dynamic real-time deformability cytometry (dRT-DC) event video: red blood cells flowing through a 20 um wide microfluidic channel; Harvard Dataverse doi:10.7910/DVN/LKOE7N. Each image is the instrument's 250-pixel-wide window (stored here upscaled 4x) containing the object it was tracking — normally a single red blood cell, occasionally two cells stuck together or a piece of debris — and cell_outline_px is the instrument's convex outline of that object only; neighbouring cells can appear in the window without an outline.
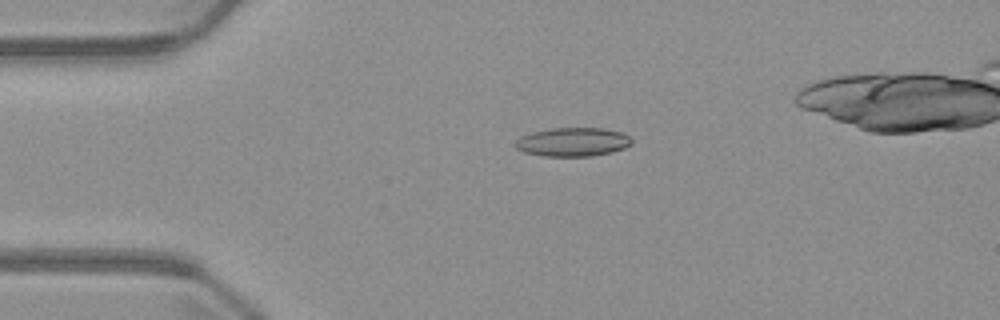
{"species": "common noctule bat (a hibernating species)", "species_latin": "Nyctalus noctula", "temperature_condition": "warm", "stored_images_in_passage": 5, "camera_frame_rate_fps": 3000, "um_per_image_px": 0.085, "animal": {"sex": "male", "body_mass_g": 23.1, "forearm_length_mm": 52.7}, "frame": {"image": 1, "passage_image": 3, "time_ms": 3.0, "image_size_px": [1000, 320], "cell_outline_px": [[632, 144], [624, 148], [612, 152], [592, 156], [544, 156], [524, 152], [516, 148], [516, 140], [520, 136], [532, 132], [552, 128], [604, 128], [620, 132], [628, 136], [632, 140]], "centroid_in_image_um": [48.69, 12.07], "position_along_channel_um": 36.3, "area_um2": 19.48}}